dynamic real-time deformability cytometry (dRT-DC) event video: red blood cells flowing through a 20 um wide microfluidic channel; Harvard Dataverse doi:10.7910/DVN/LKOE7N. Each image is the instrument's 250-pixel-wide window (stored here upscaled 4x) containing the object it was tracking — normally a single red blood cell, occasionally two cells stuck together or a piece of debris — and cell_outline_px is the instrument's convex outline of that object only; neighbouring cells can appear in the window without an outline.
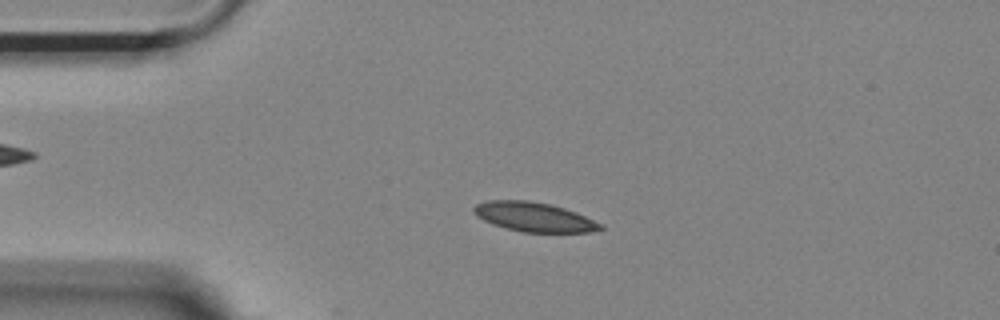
{"species": "Egyptian fruit bat (a non-hibernating species)", "species_latin": "Rousettus aegyptiacus", "temperature_condition": "room temperature", "stored_images_in_passage": 54, "camera_frame_rate_fps": 3000, "um_per_image_px": 0.085, "animal": {"sex": "female"}, "frame": {"image": 1, "passage_image": 12, "time_ms": 3.667, "image_size_px": [1000, 320], "cell_outline_px": [[604, 228], [588, 232], [524, 232], [492, 224], [476, 216], [472, 212], [472, 208], [476, 204], [488, 200], [528, 200], [548, 204], [564, 208], [576, 212], [604, 224]], "centroid_in_image_um": [45.38, 18.43], "position_along_channel_um": 39.6, "area_um2": 21.62}}
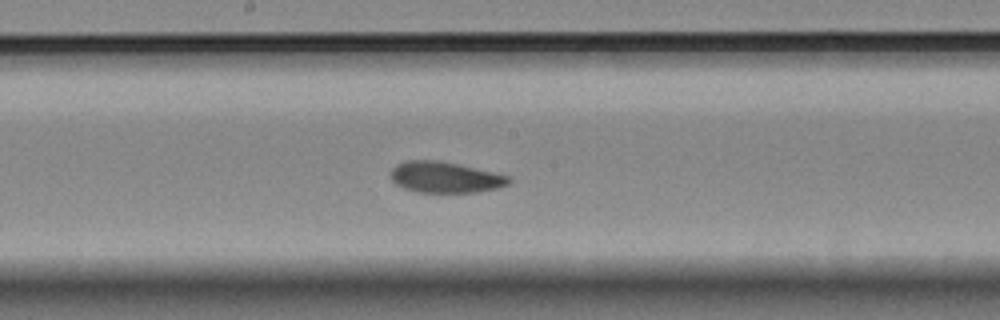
{"frame": {"image": 2, "passage_image": 28, "time_ms": 9.0, "image_size_px": [1000, 320], "cell_outline_px": [[512, 180], [508, 184], [500, 188], [480, 192], [416, 192], [404, 188], [396, 184], [392, 180], [392, 168], [396, 164], [404, 160], [436, 160], [456, 164], [492, 172], [508, 176]], "centroid_in_image_um": [37.83, 15.07], "position_along_channel_um": 210.4, "area_um2": 21.21}}
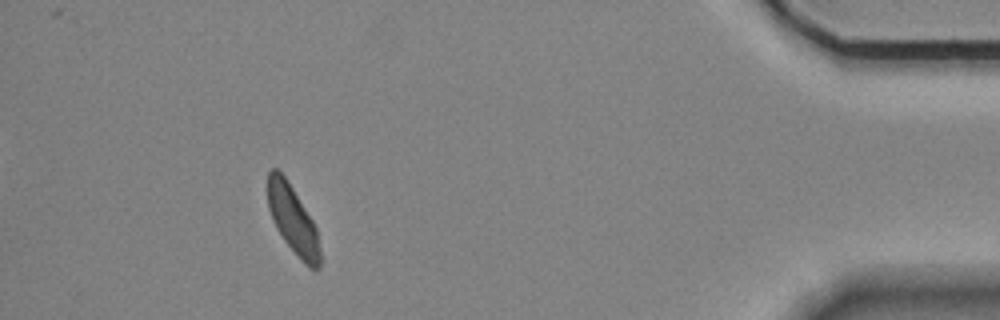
{"frame": {"image": 3, "passage_image": 49, "time_ms": 16.0, "image_size_px": [1000, 320], "cell_outline_px": [[320, 268], [312, 268], [304, 264], [300, 260], [284, 240], [276, 228], [268, 208], [264, 188], [268, 172], [272, 168], [276, 168], [284, 176], [292, 188], [312, 220], [316, 228], [320, 248]], "centroid_in_image_um": [24.83, 18.64], "position_along_channel_um": 410.4, "area_um2": 20.92}, "authors_computed_cell_mechanics": {"area_um2": 21.6172, "velocity_mm_per_s": 3.6741, "shape_relaxation_time_tau1_ms": 2.7687, "shape_relaxation_time_tau2_ms": 3.0643, "deformation_change_tau1": 0.0855, "deformation_change_tau2": 0.0821}}